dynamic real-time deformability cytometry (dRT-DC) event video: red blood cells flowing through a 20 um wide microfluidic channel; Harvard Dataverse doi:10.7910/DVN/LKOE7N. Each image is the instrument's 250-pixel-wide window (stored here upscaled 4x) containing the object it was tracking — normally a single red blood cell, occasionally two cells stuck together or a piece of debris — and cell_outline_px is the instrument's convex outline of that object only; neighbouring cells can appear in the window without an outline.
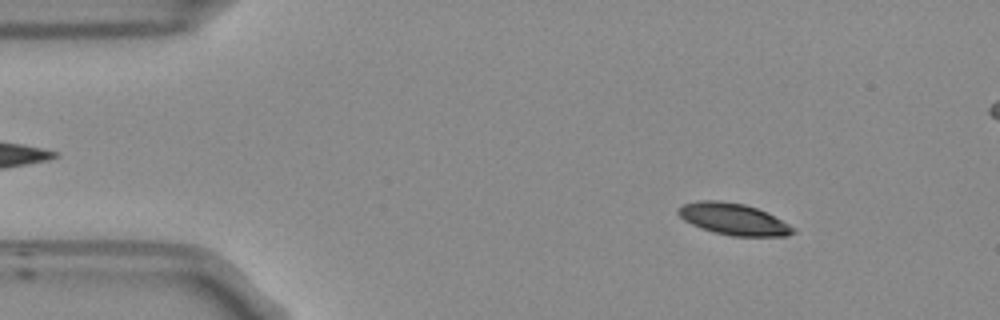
{"species": "Egyptian fruit bat (a non-hibernating species)", "species_latin": "Rousettus aegyptiacus", "temperature_condition": "room temperature", "stored_images_in_passage": 55, "segment_of_instrument_passage": [1, 2], "camera_frame_rate_fps": 3000, "um_per_image_px": 0.085, "frame": {"image": 1, "passage_image": 7, "time_ms": 2.0, "image_size_px": [1000, 320], "cell_outline_px": [[796, 232], [788, 236], [732, 236], [716, 232], [692, 224], [684, 220], [676, 212], [676, 208], [684, 204], [696, 200], [720, 200], [744, 204], [768, 212], [796, 228]], "centroid_in_image_um": [62.37, 18.61], "position_along_channel_um": 22.6, "area_um2": 21.21}}
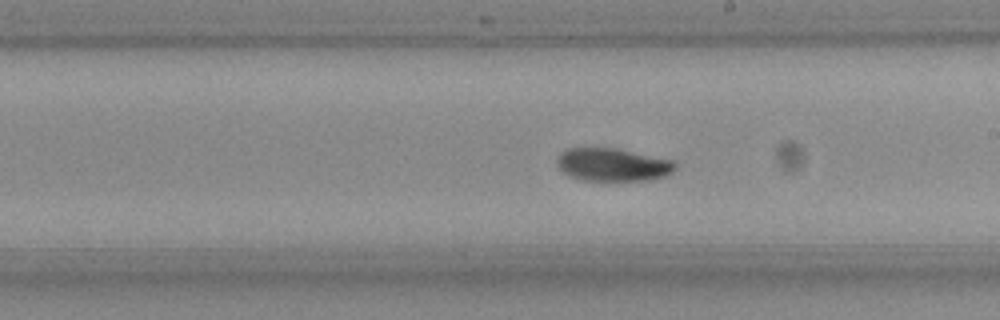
{"frame": {"image": 2, "passage_image": 30, "time_ms": 9.667, "image_size_px": [1000, 320], "cell_outline_px": [[676, 168], [672, 172], [664, 176], [648, 180], [584, 180], [568, 176], [560, 172], [556, 160], [568, 148], [616, 148], [676, 160]], "centroid_in_image_um": [52.11, 14.0], "position_along_channel_um": 236.9, "area_um2": 22.77}}
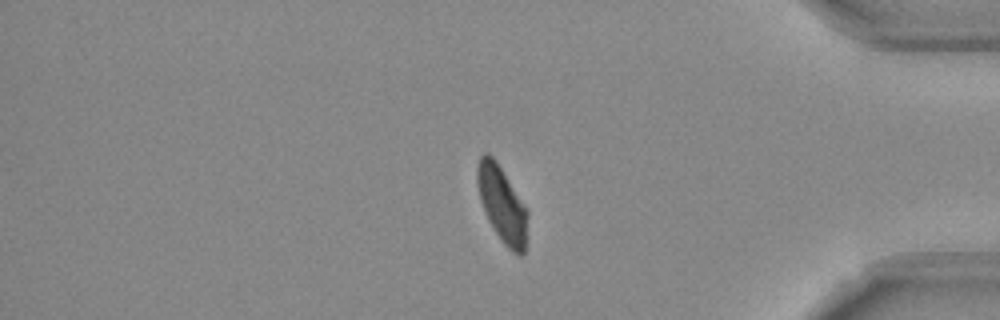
{"frame": {"image": 3, "passage_image": 45, "time_ms": 14.667, "image_size_px": [1000, 320], "cell_outline_px": [[528, 216], [524, 252], [520, 256], [512, 252], [504, 244], [488, 220], [480, 200], [476, 180], [476, 168], [480, 156], [484, 152], [488, 152], [492, 156], [528, 208]], "centroid_in_image_um": [42.67, 17.35], "position_along_channel_um": 392.5, "area_um2": 22.25}}